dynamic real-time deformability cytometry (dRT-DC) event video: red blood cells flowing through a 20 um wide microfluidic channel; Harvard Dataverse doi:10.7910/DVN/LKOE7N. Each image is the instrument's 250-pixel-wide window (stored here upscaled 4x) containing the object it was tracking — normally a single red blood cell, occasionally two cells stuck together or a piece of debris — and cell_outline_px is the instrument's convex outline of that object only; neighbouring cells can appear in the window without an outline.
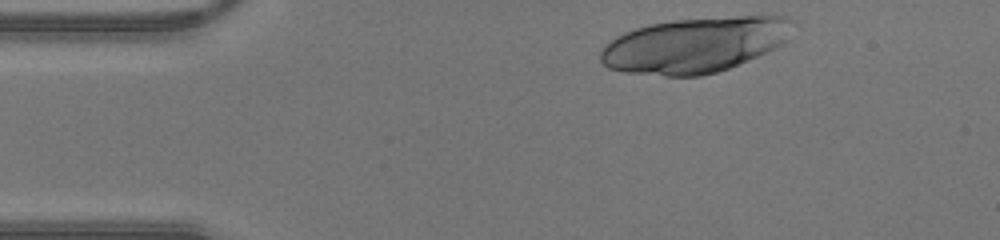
{"species": "human", "species_latin": "Homo sapiens", "temperature_condition": "warm", "stored_images_in_passage": 32, "camera_frame_rate_fps": 3000, "um_per_image_px": 0.085, "donor": {"sex": "male"}, "frame": {"image": 1, "passage_image": 1, "time_ms": 0.0, "image_size_px": [1000, 240], "cell_outline_px": [[796, 24], [780, 44], [748, 60], [728, 68], [716, 72], [700, 76], [664, 76], [624, 72], [608, 68], [600, 60], [600, 48], [604, 44], [616, 36], [624, 32], [648, 24], [672, 20], [756, 12], [784, 16], [796, 20]], "centroid_in_image_um": [59.09, 3.76], "position_along_channel_um": 25.9, "area_um2": 63.23}}